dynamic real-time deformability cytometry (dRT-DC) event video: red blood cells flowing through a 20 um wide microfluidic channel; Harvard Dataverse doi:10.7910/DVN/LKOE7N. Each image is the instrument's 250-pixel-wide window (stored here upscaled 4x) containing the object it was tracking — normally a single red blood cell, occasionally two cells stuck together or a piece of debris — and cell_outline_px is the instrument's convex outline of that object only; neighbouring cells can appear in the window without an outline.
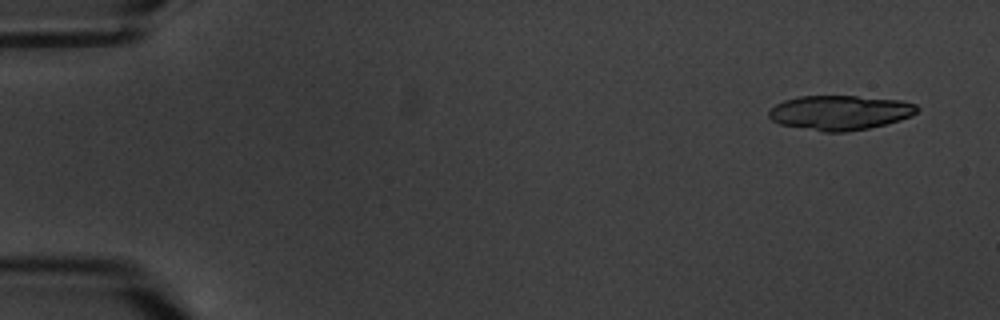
{"species": "common noctule bat (a hibernating species)", "species_latin": "Nyctalus noctula", "temperature_condition": "warm", "stored_images_in_passage": 5, "camera_frame_rate_fps": 3000, "um_per_image_px": 0.085, "animal": {"sex": "male", "body_mass_g": 20.1, "forearm_length_mm": 53.5}, "frame": {"image": 1, "passage_image": 1, "time_ms": 0.0, "image_size_px": [1000, 320], "cell_outline_px": [[920, 108], [912, 116], [900, 120], [868, 128], [848, 132], [824, 132], [780, 124], [772, 120], [768, 116], [768, 112], [776, 104], [784, 100], [800, 96], [856, 96], [900, 100], [916, 104]], "centroid_in_image_um": [71.4, 9.57], "position_along_channel_um": 13.6, "area_um2": 29.88}}